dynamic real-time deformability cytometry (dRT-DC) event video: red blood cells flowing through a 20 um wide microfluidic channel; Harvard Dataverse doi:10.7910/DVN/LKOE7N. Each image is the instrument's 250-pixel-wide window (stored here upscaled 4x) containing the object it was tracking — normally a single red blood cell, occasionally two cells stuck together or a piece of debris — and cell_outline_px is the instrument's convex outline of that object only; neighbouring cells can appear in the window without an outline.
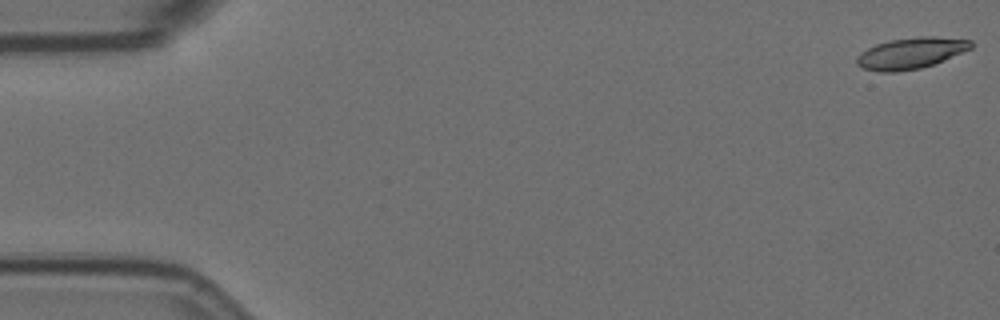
{"species": "Egyptian fruit bat (a non-hibernating species)", "species_latin": "Rousettus aegyptiacus", "temperature_condition": "room temperature", "stored_images_in_passage": 58, "camera_frame_rate_fps": 3000, "um_per_image_px": 0.085, "animal": {"sex": "female"}, "frame": {"image": 1, "passage_image": 1, "time_ms": 0.0, "image_size_px": [1000, 320], "cell_outline_px": [[972, 48], [932, 64], [920, 68], [896, 72], [880, 72], [864, 68], [856, 64], [856, 56], [860, 52], [876, 44], [892, 40], [920, 36], [932, 36], [972, 40]], "centroid_in_image_um": [77.39, 4.52], "position_along_channel_um": 7.6, "area_um2": 20.52}}
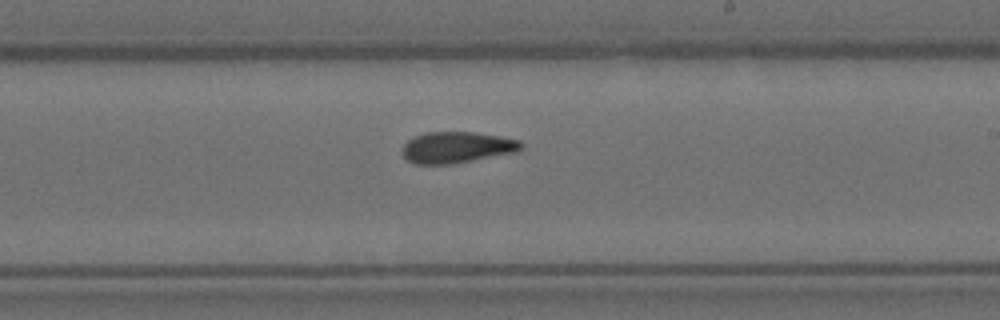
{"frame": {"image": 2, "passage_image": 34, "time_ms": 11.0, "image_size_px": [1000, 320], "cell_outline_px": [[524, 148], [520, 152], [452, 164], [416, 164], [408, 160], [400, 152], [400, 148], [412, 136], [424, 132], [472, 132], [500, 136], [520, 140], [524, 144]], "centroid_in_image_um": [38.85, 12.53], "position_along_channel_um": 250.2, "area_um2": 22.14}}
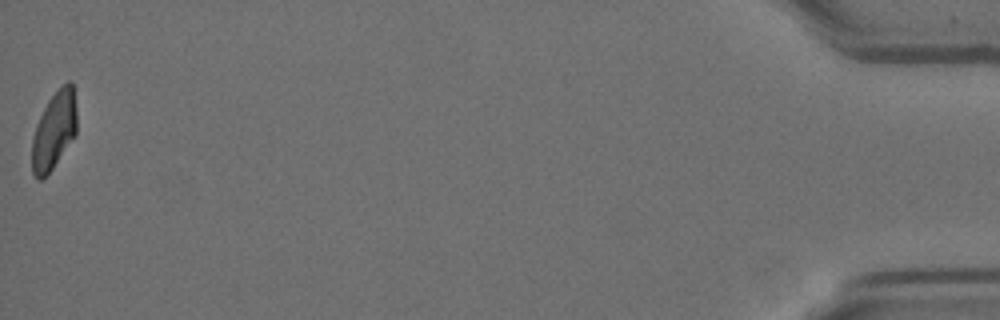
{"frame": {"image": 3, "passage_image": 58, "time_ms": 19.0, "image_size_px": [1000, 320], "cell_outline_px": [[76, 136], [52, 168], [40, 180], [36, 180], [32, 172], [32, 140], [36, 124], [48, 100], [68, 80], [72, 80], [76, 108]], "centroid_in_image_um": [4.6, 11.09], "position_along_channel_um": 430.6, "area_um2": 20.17}, "authors_computed_cell_mechanics": {"area_um2": 21.4727, "velocity_mm_per_s": 3.5096, "shape_relaxation_time_tau1_ms": 10.3905, "shape_relaxation_time_tau2_ms": 4.2547, "deformation_change_tau1": 0.243, "deformation_change_tau2": 0.119}}